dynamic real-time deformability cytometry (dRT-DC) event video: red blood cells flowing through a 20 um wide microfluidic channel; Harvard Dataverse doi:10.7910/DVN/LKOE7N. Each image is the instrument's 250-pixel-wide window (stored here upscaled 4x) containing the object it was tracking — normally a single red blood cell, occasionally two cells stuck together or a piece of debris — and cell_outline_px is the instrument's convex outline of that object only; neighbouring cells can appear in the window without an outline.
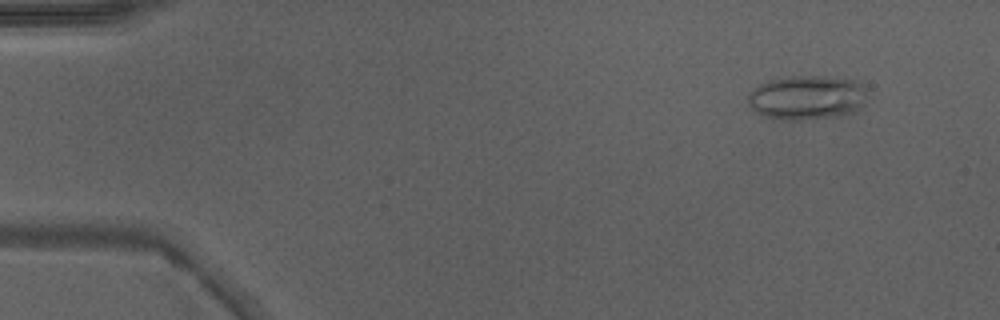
{"species": "Egyptian fruit bat (a non-hibernating species)", "species_latin": "Rousettus aegyptiacus", "temperature_condition": "warm", "stored_images_in_passage": 49, "camera_frame_rate_fps": 3000, "um_per_image_px": 0.085, "animal": {"sex": "male"}, "frame": {"image": 1, "passage_image": 5, "time_ms": 1.333, "image_size_px": [1000, 320], "cell_outline_px": [[864, 92], [860, 108], [848, 112], [832, 116], [804, 120], [788, 120], [768, 116], [756, 112], [748, 104], [748, 96], [760, 84], [772, 80], [792, 76], [824, 76], [856, 80], [864, 88]], "centroid_in_image_um": [68.55, 8.28], "position_along_channel_um": 16.4, "area_um2": 29.88}}
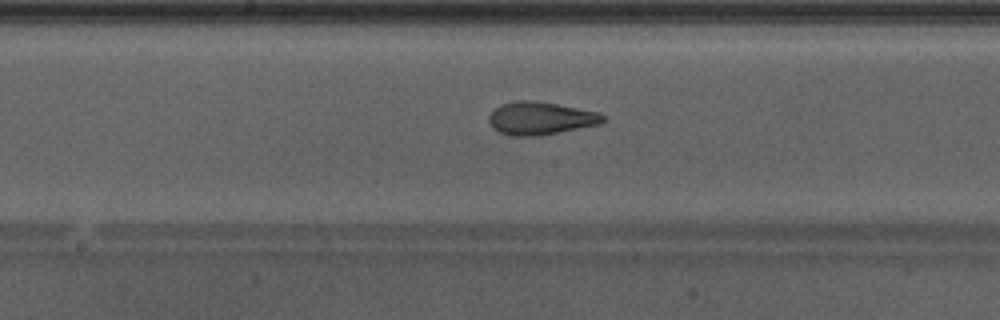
{"frame": {"image": 2, "passage_image": 26, "time_ms": 8.333, "image_size_px": [1000, 320], "cell_outline_px": [[604, 120], [600, 124], [540, 136], [512, 136], [500, 132], [492, 128], [488, 120], [488, 116], [500, 104], [516, 100], [528, 100], [556, 104], [596, 112], [604, 116]], "centroid_in_image_um": [45.89, 10.06], "position_along_channel_um": 202.3, "area_um2": 21.68}}
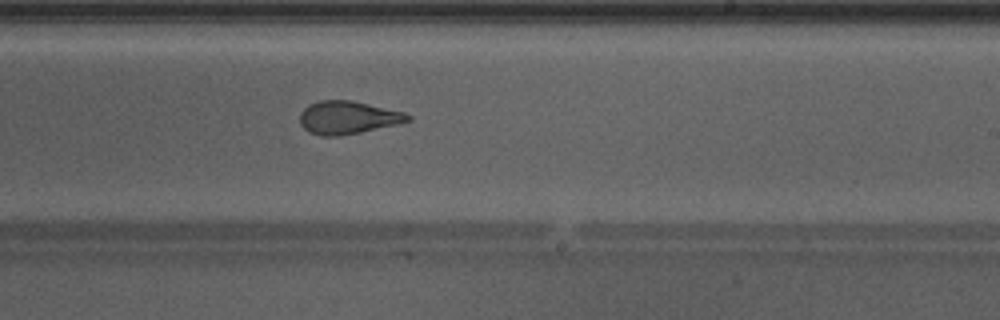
{"frame": {"image": 3, "passage_image": 30, "time_ms": 9.667, "image_size_px": [1000, 320], "cell_outline_px": [[412, 120], [396, 124], [360, 132], [340, 136], [320, 136], [308, 132], [300, 124], [300, 112], [308, 104], [320, 100], [352, 100], [404, 112], [412, 116]], "centroid_in_image_um": [29.54, 9.99], "position_along_channel_um": 259.5, "area_um2": 20.81}, "authors_computed_cell_mechanics": {"area_um2": 22.9466, "velocity_mm_per_s": 4.3053, "shape_relaxation_time_tau1_ms": 5.85, "shape_relaxation_time_tau2_ms": 1.2999, "deformation_change_tau1": 0.1913, "deformation_change_tau2": 0.0893}}